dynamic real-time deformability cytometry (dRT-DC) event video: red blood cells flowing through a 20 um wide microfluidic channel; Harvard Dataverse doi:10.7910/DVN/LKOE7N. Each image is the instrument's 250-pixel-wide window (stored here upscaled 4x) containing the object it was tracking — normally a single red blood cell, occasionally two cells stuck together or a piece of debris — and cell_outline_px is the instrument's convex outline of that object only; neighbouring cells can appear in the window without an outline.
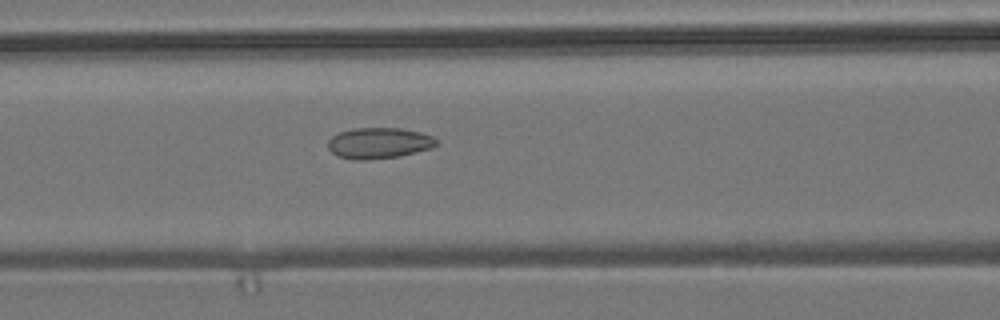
{"species": "common noctule bat (a hibernating species)", "species_latin": "Nyctalus noctula", "temperature_condition": "room temperature", "stored_images_in_passage": 50, "camera_frame_rate_fps": 3000, "um_per_image_px": 0.085, "animal": {"sex": "male", "body_mass_g": 19.2, "forearm_length_mm": 51.8}, "frame": {"image": 1, "passage_image": 18, "time_ms": 5.667, "image_size_px": [1000, 320], "cell_outline_px": [[440, 144], [432, 148], [400, 156], [364, 160], [352, 160], [336, 156], [328, 148], [328, 140], [332, 136], [340, 132], [352, 128], [400, 128], [420, 132], [432, 136], [440, 140]], "centroid_in_image_um": [32.23, 12.16], "position_along_channel_um": 134.4, "area_um2": 19.83}}
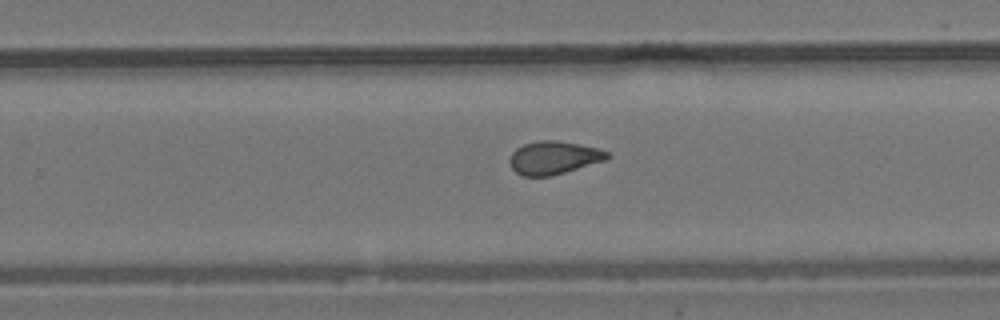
{"frame": {"image": 2, "passage_image": 30, "time_ms": 9.667, "image_size_px": [1000, 320], "cell_outline_px": [[612, 156], [604, 160], [552, 176], [524, 176], [516, 172], [512, 168], [508, 160], [512, 152], [516, 148], [524, 144], [540, 140], [556, 140], [596, 148], [608, 152]], "centroid_in_image_um": [47.03, 13.41], "position_along_channel_um": 282.8, "area_um2": 18.61}}
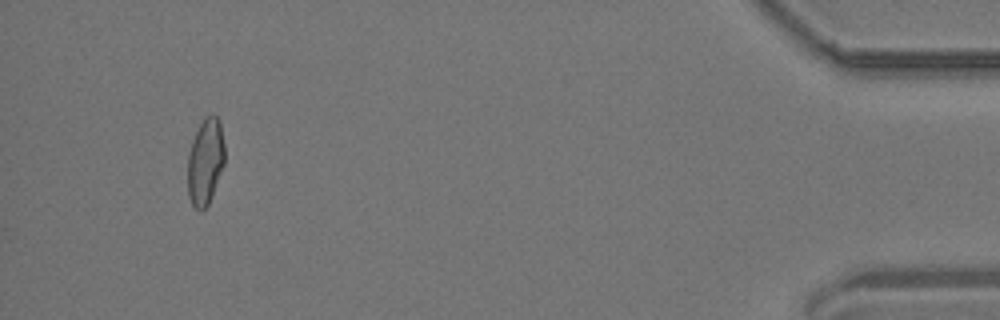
{"frame": {"image": 3, "passage_image": 47, "time_ms": 15.333, "image_size_px": [1000, 320], "cell_outline_px": [[224, 164], [212, 196], [208, 204], [200, 212], [192, 204], [188, 196], [188, 152], [192, 140], [204, 116], [216, 116], [220, 120], [224, 144]], "centroid_in_image_um": [17.45, 13.74], "position_along_channel_um": 417.7, "area_um2": 18.61}, "authors_computed_cell_mechanics": {"area_um2": 18.9584, "velocity_mm_per_s": 3.7142, "shape_relaxation_time_tau1_ms": 10.1259, "shape_relaxation_time_tau2_ms": 1.6079, "deformation_change_tau1": 0.1724, "deformation_change_tau2": 0.0733}}